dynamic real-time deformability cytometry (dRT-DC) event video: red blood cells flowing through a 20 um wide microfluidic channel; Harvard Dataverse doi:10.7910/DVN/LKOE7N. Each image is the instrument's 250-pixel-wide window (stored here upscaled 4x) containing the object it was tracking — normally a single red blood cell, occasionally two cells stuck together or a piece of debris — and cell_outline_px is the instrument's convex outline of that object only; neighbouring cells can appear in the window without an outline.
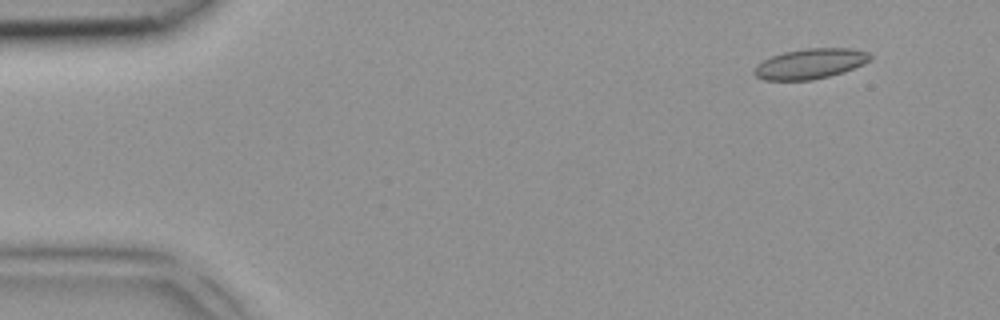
{"species": "common noctule bat (a hibernating species)", "species_latin": "Nyctalus noctula", "temperature_condition": "room temperature", "stored_images_in_passage": 2, "camera_frame_rate_fps": 3000, "um_per_image_px": 0.085, "animal": {"sex": "female", "body_mass_g": 18.4}, "frame": {"image": 1, "passage_image": 1, "time_ms": 0.0, "image_size_px": [1000, 320], "cell_outline_px": [[872, 60], [864, 64], [844, 72], [812, 80], [764, 80], [756, 76], [752, 72], [756, 64], [772, 56], [784, 52], [804, 48], [852, 48], [868, 52], [872, 56]], "centroid_in_image_um": [68.88, 5.41], "position_along_channel_um": 16.1, "area_um2": 20.58}}